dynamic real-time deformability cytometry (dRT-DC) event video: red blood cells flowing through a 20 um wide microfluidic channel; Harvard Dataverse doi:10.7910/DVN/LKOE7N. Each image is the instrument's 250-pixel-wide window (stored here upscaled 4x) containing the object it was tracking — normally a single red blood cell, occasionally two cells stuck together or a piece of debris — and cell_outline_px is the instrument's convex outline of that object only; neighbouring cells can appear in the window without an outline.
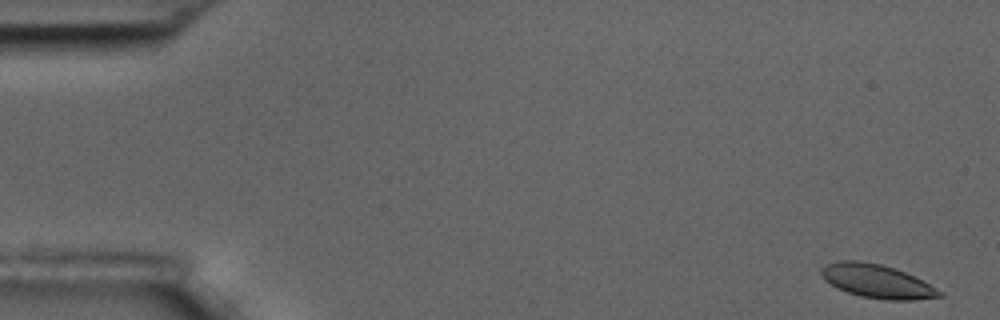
{"species": "common noctule bat (a hibernating species)", "species_latin": "Nyctalus noctula", "temperature_condition": "room temperature", "stored_images_in_passage": 6, "camera_frame_rate_fps": 3000, "um_per_image_px": 0.085, "animal": {"sex": "male", "body_mass_g": 17.5, "forearm_length_mm": 52.3}, "frame": {"image": 1, "passage_image": 1, "time_ms": 0.0, "image_size_px": [1000, 320], "cell_outline_px": [[944, 296], [912, 300], [888, 300], [860, 296], [836, 288], [824, 280], [820, 272], [828, 264], [840, 260], [856, 260], [880, 264], [904, 272], [944, 292]], "centroid_in_image_um": [74.53, 23.92], "position_along_channel_um": 10.5, "area_um2": 22.77}}
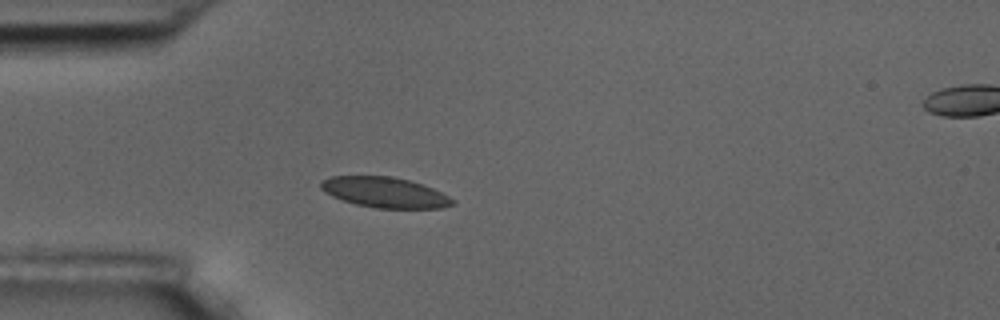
{"frame": {"image": 2, "passage_image": 5, "time_ms": 4.667, "image_size_px": [1000, 320], "cell_outline_px": [[456, 204], [440, 208], [376, 208], [356, 204], [332, 196], [324, 192], [320, 188], [320, 180], [332, 176], [392, 176], [408, 180], [432, 188], [456, 200]], "centroid_in_image_um": [32.69, 16.35], "position_along_channel_um": 52.3, "area_um2": 23.29}}